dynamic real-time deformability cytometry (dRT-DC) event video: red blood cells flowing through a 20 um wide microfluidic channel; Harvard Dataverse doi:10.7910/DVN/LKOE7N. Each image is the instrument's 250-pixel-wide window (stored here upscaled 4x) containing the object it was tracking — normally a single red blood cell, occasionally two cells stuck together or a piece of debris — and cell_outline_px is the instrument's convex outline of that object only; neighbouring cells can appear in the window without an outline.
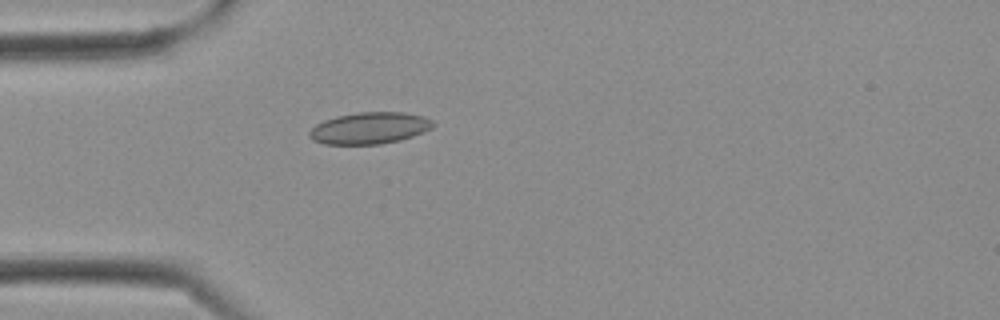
{"species": "Egyptian fruit bat (a non-hibernating species)", "species_latin": "Rousettus aegyptiacus", "temperature_condition": "cold", "stored_images_in_passage": 7, "camera_frame_rate_fps": 3000, "um_per_image_px": 0.085, "frame": {"image": 1, "passage_image": 1, "time_ms": 0.0, "image_size_px": [1000, 320], "cell_outline_px": [[436, 124], [432, 128], [424, 132], [400, 140], [380, 144], [324, 144], [312, 140], [308, 136], [308, 132], [316, 124], [324, 120], [336, 116], [360, 112], [404, 112], [424, 116], [432, 120]], "centroid_in_image_um": [31.42, 10.88], "position_along_channel_um": 53.6, "area_um2": 22.95}}
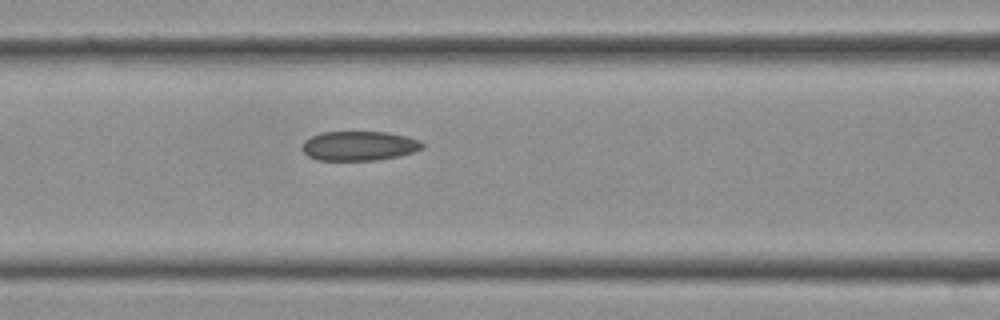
{"frame": {"image": 2, "passage_image": 5, "time_ms": 1.333, "image_size_px": [1000, 320], "cell_outline_px": [[424, 148], [400, 156], [376, 160], [316, 160], [308, 156], [304, 152], [304, 140], [312, 136], [324, 132], [388, 132], [420, 140], [424, 144]], "centroid_in_image_um": [30.55, 12.4], "position_along_channel_um": 136.0, "area_um2": 20.52}}
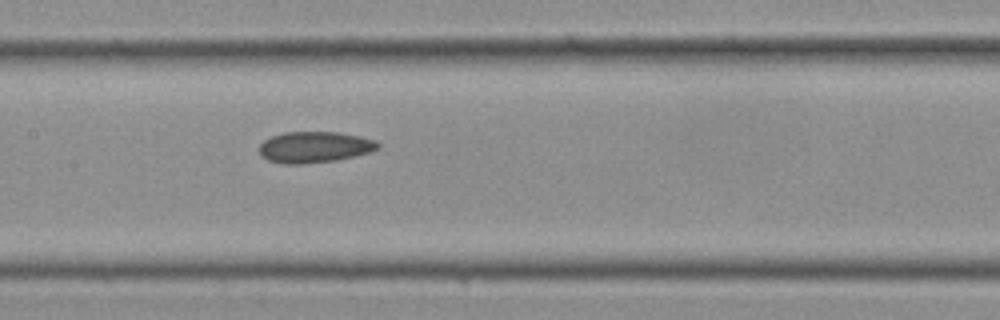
{"frame": {"image": 3, "passage_image": 7, "time_ms": 2.0, "image_size_px": [1000, 320], "cell_outline_px": [[380, 148], [372, 152], [356, 156], [336, 160], [300, 164], [284, 164], [268, 160], [260, 156], [260, 144], [264, 140], [272, 136], [284, 132], [336, 132], [360, 136], [376, 140], [380, 144]], "centroid_in_image_um": [26.76, 12.5], "position_along_channel_um": 180.6, "area_um2": 21.68}}